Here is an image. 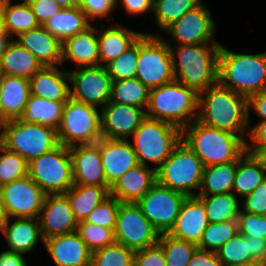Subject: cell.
Masks as SVG:
<instances>
[{"mask_svg":"<svg viewBox=\"0 0 266 266\" xmlns=\"http://www.w3.org/2000/svg\"><path fill=\"white\" fill-rule=\"evenodd\" d=\"M197 120L212 128L247 136V98L218 81L199 93Z\"/></svg>","mask_w":266,"mask_h":266,"instance_id":"1","label":"cell"},{"mask_svg":"<svg viewBox=\"0 0 266 266\" xmlns=\"http://www.w3.org/2000/svg\"><path fill=\"white\" fill-rule=\"evenodd\" d=\"M175 80L198 94L218 82L221 43L169 45Z\"/></svg>","mask_w":266,"mask_h":266,"instance_id":"2","label":"cell"},{"mask_svg":"<svg viewBox=\"0 0 266 266\" xmlns=\"http://www.w3.org/2000/svg\"><path fill=\"white\" fill-rule=\"evenodd\" d=\"M246 138L206 126L197 119L182 130V140L204 167L238 161L246 153Z\"/></svg>","mask_w":266,"mask_h":266,"instance_id":"3","label":"cell"},{"mask_svg":"<svg viewBox=\"0 0 266 266\" xmlns=\"http://www.w3.org/2000/svg\"><path fill=\"white\" fill-rule=\"evenodd\" d=\"M218 81L234 92L250 97L266 90V51L236 53L221 44Z\"/></svg>","mask_w":266,"mask_h":266,"instance_id":"4","label":"cell"},{"mask_svg":"<svg viewBox=\"0 0 266 266\" xmlns=\"http://www.w3.org/2000/svg\"><path fill=\"white\" fill-rule=\"evenodd\" d=\"M199 94L174 80L150 89L146 117L177 126L181 131L198 118Z\"/></svg>","mask_w":266,"mask_h":266,"instance_id":"5","label":"cell"},{"mask_svg":"<svg viewBox=\"0 0 266 266\" xmlns=\"http://www.w3.org/2000/svg\"><path fill=\"white\" fill-rule=\"evenodd\" d=\"M130 140L139 164L148 167L153 164L151 167L156 171L182 140V131L172 124L146 117Z\"/></svg>","mask_w":266,"mask_h":266,"instance_id":"6","label":"cell"},{"mask_svg":"<svg viewBox=\"0 0 266 266\" xmlns=\"http://www.w3.org/2000/svg\"><path fill=\"white\" fill-rule=\"evenodd\" d=\"M203 168L201 160L181 140L156 170V182L186 196H195L202 184Z\"/></svg>","mask_w":266,"mask_h":266,"instance_id":"7","label":"cell"},{"mask_svg":"<svg viewBox=\"0 0 266 266\" xmlns=\"http://www.w3.org/2000/svg\"><path fill=\"white\" fill-rule=\"evenodd\" d=\"M3 146L16 152L27 162L54 149L60 143L57 130L37 123H25L19 118L0 126Z\"/></svg>","mask_w":266,"mask_h":266,"instance_id":"8","label":"cell"},{"mask_svg":"<svg viewBox=\"0 0 266 266\" xmlns=\"http://www.w3.org/2000/svg\"><path fill=\"white\" fill-rule=\"evenodd\" d=\"M28 176L46 195L66 193L74 185L69 147L59 144L32 159L28 164Z\"/></svg>","mask_w":266,"mask_h":266,"instance_id":"9","label":"cell"},{"mask_svg":"<svg viewBox=\"0 0 266 266\" xmlns=\"http://www.w3.org/2000/svg\"><path fill=\"white\" fill-rule=\"evenodd\" d=\"M136 78L149 89L175 80L170 47L159 35L145 31L138 38Z\"/></svg>","mask_w":266,"mask_h":266,"instance_id":"10","label":"cell"},{"mask_svg":"<svg viewBox=\"0 0 266 266\" xmlns=\"http://www.w3.org/2000/svg\"><path fill=\"white\" fill-rule=\"evenodd\" d=\"M216 26L210 8L202 1L198 6L187 12L179 20L171 23L162 31V35L165 33L172 40H166L159 33H146L159 35L168 45H173L171 43L172 41L175 45L220 43L215 38Z\"/></svg>","mask_w":266,"mask_h":266,"instance_id":"11","label":"cell"},{"mask_svg":"<svg viewBox=\"0 0 266 266\" xmlns=\"http://www.w3.org/2000/svg\"><path fill=\"white\" fill-rule=\"evenodd\" d=\"M114 235L116 243L135 252L157 244L160 233L137 203L120 202Z\"/></svg>","mask_w":266,"mask_h":266,"instance_id":"12","label":"cell"},{"mask_svg":"<svg viewBox=\"0 0 266 266\" xmlns=\"http://www.w3.org/2000/svg\"><path fill=\"white\" fill-rule=\"evenodd\" d=\"M186 195L157 182L137 202L143 215L160 233H168L177 220Z\"/></svg>","mask_w":266,"mask_h":266,"instance_id":"13","label":"cell"},{"mask_svg":"<svg viewBox=\"0 0 266 266\" xmlns=\"http://www.w3.org/2000/svg\"><path fill=\"white\" fill-rule=\"evenodd\" d=\"M100 123L99 108L70 97L63 106L61 122L57 129L59 143L67 147L79 145Z\"/></svg>","mask_w":266,"mask_h":266,"instance_id":"14","label":"cell"},{"mask_svg":"<svg viewBox=\"0 0 266 266\" xmlns=\"http://www.w3.org/2000/svg\"><path fill=\"white\" fill-rule=\"evenodd\" d=\"M68 73L72 99L100 110L109 102L112 78L105 66L79 67Z\"/></svg>","mask_w":266,"mask_h":266,"instance_id":"15","label":"cell"},{"mask_svg":"<svg viewBox=\"0 0 266 266\" xmlns=\"http://www.w3.org/2000/svg\"><path fill=\"white\" fill-rule=\"evenodd\" d=\"M0 193L8 218H38L46 196L29 176L2 185Z\"/></svg>","mask_w":266,"mask_h":266,"instance_id":"16","label":"cell"},{"mask_svg":"<svg viewBox=\"0 0 266 266\" xmlns=\"http://www.w3.org/2000/svg\"><path fill=\"white\" fill-rule=\"evenodd\" d=\"M38 221L44 240L56 235L73 233L79 224L65 193L45 196Z\"/></svg>","mask_w":266,"mask_h":266,"instance_id":"17","label":"cell"},{"mask_svg":"<svg viewBox=\"0 0 266 266\" xmlns=\"http://www.w3.org/2000/svg\"><path fill=\"white\" fill-rule=\"evenodd\" d=\"M44 248L55 266H88L92 252L75 231L44 240Z\"/></svg>","mask_w":266,"mask_h":266,"instance_id":"18","label":"cell"},{"mask_svg":"<svg viewBox=\"0 0 266 266\" xmlns=\"http://www.w3.org/2000/svg\"><path fill=\"white\" fill-rule=\"evenodd\" d=\"M208 224L203 201L197 195L186 196L168 234L198 245Z\"/></svg>","mask_w":266,"mask_h":266,"instance_id":"19","label":"cell"},{"mask_svg":"<svg viewBox=\"0 0 266 266\" xmlns=\"http://www.w3.org/2000/svg\"><path fill=\"white\" fill-rule=\"evenodd\" d=\"M146 118V111L131 105L108 102L101 109V123L116 140H130Z\"/></svg>","mask_w":266,"mask_h":266,"instance_id":"20","label":"cell"},{"mask_svg":"<svg viewBox=\"0 0 266 266\" xmlns=\"http://www.w3.org/2000/svg\"><path fill=\"white\" fill-rule=\"evenodd\" d=\"M79 67L100 66L97 25H92L62 43V62Z\"/></svg>","mask_w":266,"mask_h":266,"instance_id":"21","label":"cell"},{"mask_svg":"<svg viewBox=\"0 0 266 266\" xmlns=\"http://www.w3.org/2000/svg\"><path fill=\"white\" fill-rule=\"evenodd\" d=\"M0 232L5 236L8 250L23 255L33 252L39 241L44 243L38 218H7Z\"/></svg>","mask_w":266,"mask_h":266,"instance_id":"22","label":"cell"},{"mask_svg":"<svg viewBox=\"0 0 266 266\" xmlns=\"http://www.w3.org/2000/svg\"><path fill=\"white\" fill-rule=\"evenodd\" d=\"M155 183L156 171L152 167L138 164L114 182L109 195L120 202L137 203Z\"/></svg>","mask_w":266,"mask_h":266,"instance_id":"23","label":"cell"},{"mask_svg":"<svg viewBox=\"0 0 266 266\" xmlns=\"http://www.w3.org/2000/svg\"><path fill=\"white\" fill-rule=\"evenodd\" d=\"M60 66H44L29 79L31 94L37 97L67 101L71 97L68 70Z\"/></svg>","mask_w":266,"mask_h":266,"instance_id":"24","label":"cell"},{"mask_svg":"<svg viewBox=\"0 0 266 266\" xmlns=\"http://www.w3.org/2000/svg\"><path fill=\"white\" fill-rule=\"evenodd\" d=\"M108 25L97 28L100 66H105L118 58L144 33L121 25L117 21Z\"/></svg>","mask_w":266,"mask_h":266,"instance_id":"25","label":"cell"},{"mask_svg":"<svg viewBox=\"0 0 266 266\" xmlns=\"http://www.w3.org/2000/svg\"><path fill=\"white\" fill-rule=\"evenodd\" d=\"M15 40L28 49L43 66H61L62 42L44 26L26 31Z\"/></svg>","mask_w":266,"mask_h":266,"instance_id":"26","label":"cell"},{"mask_svg":"<svg viewBox=\"0 0 266 266\" xmlns=\"http://www.w3.org/2000/svg\"><path fill=\"white\" fill-rule=\"evenodd\" d=\"M72 160L73 183L111 187L101 163V154L82 148L80 145L69 147Z\"/></svg>","mask_w":266,"mask_h":266,"instance_id":"27","label":"cell"},{"mask_svg":"<svg viewBox=\"0 0 266 266\" xmlns=\"http://www.w3.org/2000/svg\"><path fill=\"white\" fill-rule=\"evenodd\" d=\"M2 125L18 119L25 110L31 94L30 81L24 77L0 75Z\"/></svg>","mask_w":266,"mask_h":266,"instance_id":"28","label":"cell"},{"mask_svg":"<svg viewBox=\"0 0 266 266\" xmlns=\"http://www.w3.org/2000/svg\"><path fill=\"white\" fill-rule=\"evenodd\" d=\"M100 154L106 180L110 186L125 172L139 164L130 140H115Z\"/></svg>","mask_w":266,"mask_h":266,"instance_id":"29","label":"cell"},{"mask_svg":"<svg viewBox=\"0 0 266 266\" xmlns=\"http://www.w3.org/2000/svg\"><path fill=\"white\" fill-rule=\"evenodd\" d=\"M43 67L28 49L12 39L1 57L0 75L30 79Z\"/></svg>","mask_w":266,"mask_h":266,"instance_id":"30","label":"cell"},{"mask_svg":"<svg viewBox=\"0 0 266 266\" xmlns=\"http://www.w3.org/2000/svg\"><path fill=\"white\" fill-rule=\"evenodd\" d=\"M85 12L79 7L62 8L43 26L53 36L57 37L62 43L91 26Z\"/></svg>","mask_w":266,"mask_h":266,"instance_id":"31","label":"cell"},{"mask_svg":"<svg viewBox=\"0 0 266 266\" xmlns=\"http://www.w3.org/2000/svg\"><path fill=\"white\" fill-rule=\"evenodd\" d=\"M66 101H54L30 94L25 110L19 119L25 123H37L58 129Z\"/></svg>","mask_w":266,"mask_h":266,"instance_id":"32","label":"cell"},{"mask_svg":"<svg viewBox=\"0 0 266 266\" xmlns=\"http://www.w3.org/2000/svg\"><path fill=\"white\" fill-rule=\"evenodd\" d=\"M237 161L203 168L202 184L197 196H211L232 192Z\"/></svg>","mask_w":266,"mask_h":266,"instance_id":"33","label":"cell"},{"mask_svg":"<svg viewBox=\"0 0 266 266\" xmlns=\"http://www.w3.org/2000/svg\"><path fill=\"white\" fill-rule=\"evenodd\" d=\"M109 190L110 187L74 184L65 193L78 222L85 220L89 213L109 196Z\"/></svg>","mask_w":266,"mask_h":266,"instance_id":"34","label":"cell"},{"mask_svg":"<svg viewBox=\"0 0 266 266\" xmlns=\"http://www.w3.org/2000/svg\"><path fill=\"white\" fill-rule=\"evenodd\" d=\"M266 179V172L253 158L246 152L238 161L234 179L232 193L240 200L249 195L257 186Z\"/></svg>","mask_w":266,"mask_h":266,"instance_id":"35","label":"cell"},{"mask_svg":"<svg viewBox=\"0 0 266 266\" xmlns=\"http://www.w3.org/2000/svg\"><path fill=\"white\" fill-rule=\"evenodd\" d=\"M0 5L4 14L7 33L12 39L40 26L28 2L15 4L12 1H5Z\"/></svg>","mask_w":266,"mask_h":266,"instance_id":"36","label":"cell"},{"mask_svg":"<svg viewBox=\"0 0 266 266\" xmlns=\"http://www.w3.org/2000/svg\"><path fill=\"white\" fill-rule=\"evenodd\" d=\"M198 197L203 201L209 223L237 219L240 214L241 200L232 192Z\"/></svg>","mask_w":266,"mask_h":266,"instance_id":"37","label":"cell"},{"mask_svg":"<svg viewBox=\"0 0 266 266\" xmlns=\"http://www.w3.org/2000/svg\"><path fill=\"white\" fill-rule=\"evenodd\" d=\"M149 91L150 89L136 77L112 81L109 102L131 105L146 111Z\"/></svg>","mask_w":266,"mask_h":266,"instance_id":"38","label":"cell"},{"mask_svg":"<svg viewBox=\"0 0 266 266\" xmlns=\"http://www.w3.org/2000/svg\"><path fill=\"white\" fill-rule=\"evenodd\" d=\"M202 0H154L151 14L161 32L174 21L198 6Z\"/></svg>","mask_w":266,"mask_h":266,"instance_id":"39","label":"cell"},{"mask_svg":"<svg viewBox=\"0 0 266 266\" xmlns=\"http://www.w3.org/2000/svg\"><path fill=\"white\" fill-rule=\"evenodd\" d=\"M158 244L164 251L166 266H187L198 245L175 238L168 233L159 235Z\"/></svg>","mask_w":266,"mask_h":266,"instance_id":"40","label":"cell"},{"mask_svg":"<svg viewBox=\"0 0 266 266\" xmlns=\"http://www.w3.org/2000/svg\"><path fill=\"white\" fill-rule=\"evenodd\" d=\"M237 233V219H232L226 222L209 223L203 232L198 248L216 252Z\"/></svg>","mask_w":266,"mask_h":266,"instance_id":"41","label":"cell"},{"mask_svg":"<svg viewBox=\"0 0 266 266\" xmlns=\"http://www.w3.org/2000/svg\"><path fill=\"white\" fill-rule=\"evenodd\" d=\"M218 258L223 266H238L250 261L249 236L239 232L223 244L217 251Z\"/></svg>","mask_w":266,"mask_h":266,"instance_id":"42","label":"cell"},{"mask_svg":"<svg viewBox=\"0 0 266 266\" xmlns=\"http://www.w3.org/2000/svg\"><path fill=\"white\" fill-rule=\"evenodd\" d=\"M138 61V39L128 47L118 58L105 65L112 81L136 77Z\"/></svg>","mask_w":266,"mask_h":266,"instance_id":"43","label":"cell"},{"mask_svg":"<svg viewBox=\"0 0 266 266\" xmlns=\"http://www.w3.org/2000/svg\"><path fill=\"white\" fill-rule=\"evenodd\" d=\"M134 251L119 243H113L92 252L93 266H133Z\"/></svg>","mask_w":266,"mask_h":266,"instance_id":"44","label":"cell"},{"mask_svg":"<svg viewBox=\"0 0 266 266\" xmlns=\"http://www.w3.org/2000/svg\"><path fill=\"white\" fill-rule=\"evenodd\" d=\"M28 164L29 162L19 154L2 146L0 149V187L28 176Z\"/></svg>","mask_w":266,"mask_h":266,"instance_id":"45","label":"cell"},{"mask_svg":"<svg viewBox=\"0 0 266 266\" xmlns=\"http://www.w3.org/2000/svg\"><path fill=\"white\" fill-rule=\"evenodd\" d=\"M76 232L91 252L115 243L114 230L89 222H79Z\"/></svg>","mask_w":266,"mask_h":266,"instance_id":"46","label":"cell"},{"mask_svg":"<svg viewBox=\"0 0 266 266\" xmlns=\"http://www.w3.org/2000/svg\"><path fill=\"white\" fill-rule=\"evenodd\" d=\"M119 207L120 201L109 195L80 222H89L114 230Z\"/></svg>","mask_w":266,"mask_h":266,"instance_id":"47","label":"cell"},{"mask_svg":"<svg viewBox=\"0 0 266 266\" xmlns=\"http://www.w3.org/2000/svg\"><path fill=\"white\" fill-rule=\"evenodd\" d=\"M238 232L243 236L266 239V215L240 211L237 218Z\"/></svg>","mask_w":266,"mask_h":266,"instance_id":"48","label":"cell"},{"mask_svg":"<svg viewBox=\"0 0 266 266\" xmlns=\"http://www.w3.org/2000/svg\"><path fill=\"white\" fill-rule=\"evenodd\" d=\"M78 6L85 12L91 23L93 21L95 23L96 19L98 22L102 19L105 20V18L110 21L113 20L111 13L117 8L116 0H80Z\"/></svg>","mask_w":266,"mask_h":266,"instance_id":"49","label":"cell"},{"mask_svg":"<svg viewBox=\"0 0 266 266\" xmlns=\"http://www.w3.org/2000/svg\"><path fill=\"white\" fill-rule=\"evenodd\" d=\"M241 210L257 215H266V179L249 195L241 199Z\"/></svg>","mask_w":266,"mask_h":266,"instance_id":"50","label":"cell"},{"mask_svg":"<svg viewBox=\"0 0 266 266\" xmlns=\"http://www.w3.org/2000/svg\"><path fill=\"white\" fill-rule=\"evenodd\" d=\"M115 140L113 134L100 123V125L79 145L86 150L100 153Z\"/></svg>","mask_w":266,"mask_h":266,"instance_id":"51","label":"cell"},{"mask_svg":"<svg viewBox=\"0 0 266 266\" xmlns=\"http://www.w3.org/2000/svg\"><path fill=\"white\" fill-rule=\"evenodd\" d=\"M133 266H166L162 247L157 243L143 250L135 251Z\"/></svg>","mask_w":266,"mask_h":266,"instance_id":"52","label":"cell"},{"mask_svg":"<svg viewBox=\"0 0 266 266\" xmlns=\"http://www.w3.org/2000/svg\"><path fill=\"white\" fill-rule=\"evenodd\" d=\"M28 4L41 26L63 8L55 0H30Z\"/></svg>","mask_w":266,"mask_h":266,"instance_id":"53","label":"cell"},{"mask_svg":"<svg viewBox=\"0 0 266 266\" xmlns=\"http://www.w3.org/2000/svg\"><path fill=\"white\" fill-rule=\"evenodd\" d=\"M153 3L154 0H116V7L123 8L121 11L128 16H144L153 13Z\"/></svg>","mask_w":266,"mask_h":266,"instance_id":"54","label":"cell"},{"mask_svg":"<svg viewBox=\"0 0 266 266\" xmlns=\"http://www.w3.org/2000/svg\"><path fill=\"white\" fill-rule=\"evenodd\" d=\"M247 110L248 119L252 111L259 118L258 122H266V90L247 98Z\"/></svg>","mask_w":266,"mask_h":266,"instance_id":"55","label":"cell"},{"mask_svg":"<svg viewBox=\"0 0 266 266\" xmlns=\"http://www.w3.org/2000/svg\"><path fill=\"white\" fill-rule=\"evenodd\" d=\"M187 266H223L216 252L197 248Z\"/></svg>","mask_w":266,"mask_h":266,"instance_id":"56","label":"cell"},{"mask_svg":"<svg viewBox=\"0 0 266 266\" xmlns=\"http://www.w3.org/2000/svg\"><path fill=\"white\" fill-rule=\"evenodd\" d=\"M251 123L248 119L249 130L246 145H266V122H257L254 125Z\"/></svg>","mask_w":266,"mask_h":266,"instance_id":"57","label":"cell"},{"mask_svg":"<svg viewBox=\"0 0 266 266\" xmlns=\"http://www.w3.org/2000/svg\"><path fill=\"white\" fill-rule=\"evenodd\" d=\"M250 261L266 262V239L249 236Z\"/></svg>","mask_w":266,"mask_h":266,"instance_id":"58","label":"cell"},{"mask_svg":"<svg viewBox=\"0 0 266 266\" xmlns=\"http://www.w3.org/2000/svg\"><path fill=\"white\" fill-rule=\"evenodd\" d=\"M23 254L10 250L0 252V266H28Z\"/></svg>","mask_w":266,"mask_h":266,"instance_id":"59","label":"cell"},{"mask_svg":"<svg viewBox=\"0 0 266 266\" xmlns=\"http://www.w3.org/2000/svg\"><path fill=\"white\" fill-rule=\"evenodd\" d=\"M246 152L250 153L266 172V145H246Z\"/></svg>","mask_w":266,"mask_h":266,"instance_id":"60","label":"cell"},{"mask_svg":"<svg viewBox=\"0 0 266 266\" xmlns=\"http://www.w3.org/2000/svg\"><path fill=\"white\" fill-rule=\"evenodd\" d=\"M11 40L12 38L9 34H0V61Z\"/></svg>","mask_w":266,"mask_h":266,"instance_id":"61","label":"cell"},{"mask_svg":"<svg viewBox=\"0 0 266 266\" xmlns=\"http://www.w3.org/2000/svg\"><path fill=\"white\" fill-rule=\"evenodd\" d=\"M63 8H72L79 5L80 0H55Z\"/></svg>","mask_w":266,"mask_h":266,"instance_id":"62","label":"cell"},{"mask_svg":"<svg viewBox=\"0 0 266 266\" xmlns=\"http://www.w3.org/2000/svg\"><path fill=\"white\" fill-rule=\"evenodd\" d=\"M7 215H6V212H5V209H4V204H3V201H2V196H1V193H0V227L3 225V223L6 221L7 219Z\"/></svg>","mask_w":266,"mask_h":266,"instance_id":"63","label":"cell"},{"mask_svg":"<svg viewBox=\"0 0 266 266\" xmlns=\"http://www.w3.org/2000/svg\"><path fill=\"white\" fill-rule=\"evenodd\" d=\"M0 34H8L5 25L4 14L0 5Z\"/></svg>","mask_w":266,"mask_h":266,"instance_id":"64","label":"cell"},{"mask_svg":"<svg viewBox=\"0 0 266 266\" xmlns=\"http://www.w3.org/2000/svg\"><path fill=\"white\" fill-rule=\"evenodd\" d=\"M238 266H266V262L252 260V261H249V262H245L243 264H240Z\"/></svg>","mask_w":266,"mask_h":266,"instance_id":"65","label":"cell"},{"mask_svg":"<svg viewBox=\"0 0 266 266\" xmlns=\"http://www.w3.org/2000/svg\"><path fill=\"white\" fill-rule=\"evenodd\" d=\"M2 125L1 87H0V126Z\"/></svg>","mask_w":266,"mask_h":266,"instance_id":"66","label":"cell"},{"mask_svg":"<svg viewBox=\"0 0 266 266\" xmlns=\"http://www.w3.org/2000/svg\"><path fill=\"white\" fill-rule=\"evenodd\" d=\"M3 146V142H2V139H1V136H0V149L2 148Z\"/></svg>","mask_w":266,"mask_h":266,"instance_id":"67","label":"cell"},{"mask_svg":"<svg viewBox=\"0 0 266 266\" xmlns=\"http://www.w3.org/2000/svg\"><path fill=\"white\" fill-rule=\"evenodd\" d=\"M5 1H12V0H0V3L5 2Z\"/></svg>","mask_w":266,"mask_h":266,"instance_id":"68","label":"cell"},{"mask_svg":"<svg viewBox=\"0 0 266 266\" xmlns=\"http://www.w3.org/2000/svg\"><path fill=\"white\" fill-rule=\"evenodd\" d=\"M20 1V0H19ZM22 2H29L30 0H21Z\"/></svg>","mask_w":266,"mask_h":266,"instance_id":"69","label":"cell"}]
</instances>
